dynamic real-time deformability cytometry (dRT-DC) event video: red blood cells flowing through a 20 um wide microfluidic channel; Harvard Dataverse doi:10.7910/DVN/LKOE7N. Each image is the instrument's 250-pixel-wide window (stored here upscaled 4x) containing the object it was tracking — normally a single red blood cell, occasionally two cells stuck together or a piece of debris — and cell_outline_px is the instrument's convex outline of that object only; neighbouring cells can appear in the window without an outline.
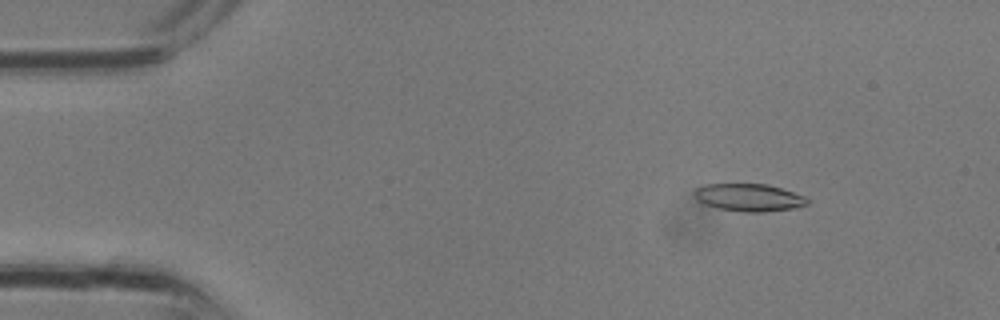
{"species": "common noctule bat (a hibernating species)", "species_latin": "Nyctalus noctula", "temperature_condition": "room temperature", "stored_images_in_passage": 13, "camera_frame_rate_fps": 3000, "um_per_image_px": 0.085, "animal": {"sex": "male", "body_mass_g": 13.3}, "frame": {"image": 1, "passage_image": 4, "time_ms": 1.0, "image_size_px": [1000, 320], "cell_outline_px": [[812, 200], [808, 204], [792, 208], [760, 212], [744, 212], [716, 208], [704, 204], [696, 200], [692, 192], [696, 188], [704, 184], [768, 184], [804, 196]], "centroid_in_image_um": [63.61, 16.78], "position_along_channel_um": 21.4, "area_um2": 18.21}}
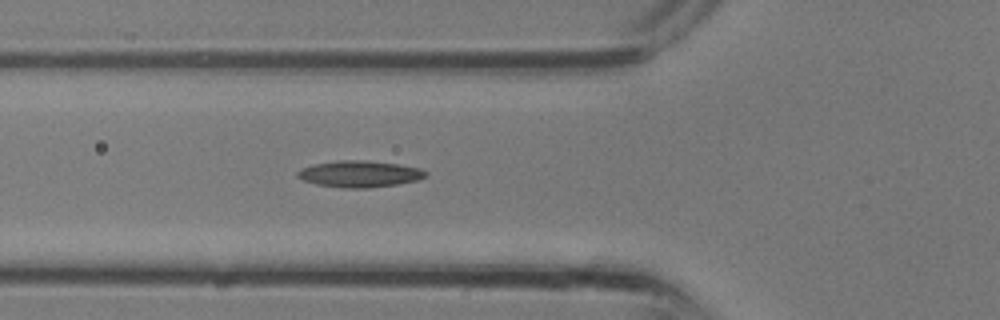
{"frame": {"image": 2, "passage_image": 11, "time_ms": 3.333, "image_size_px": [1000, 320], "cell_outline_px": [[428, 172], [424, 176], [416, 180], [396, 184], [368, 188], [344, 188], [316, 184], [304, 180], [296, 176], [296, 172], [300, 168], [316, 164], [336, 160], [368, 160], [396, 164], [420, 168]], "centroid_in_image_um": [30.52, 14.78], "position_along_channel_um": 95.3, "area_um2": 19.65}}
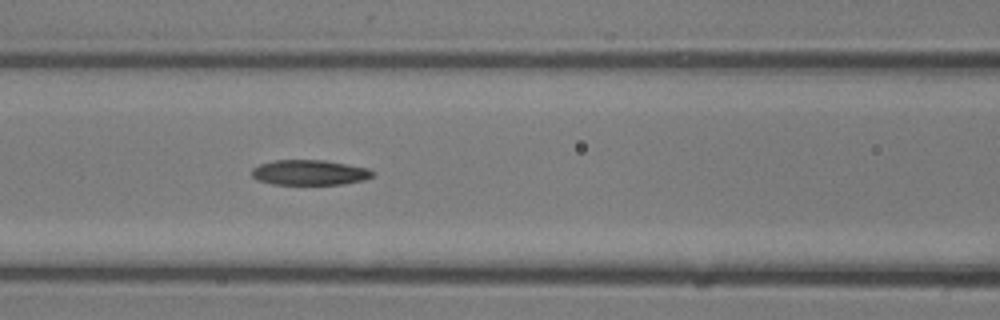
{"frame": {"image": 3, "passage_image": 13, "time_ms": 4.0, "image_size_px": [1000, 320], "cell_outline_px": [[376, 172], [372, 176], [364, 180], [344, 184], [272, 184], [256, 180], [252, 176], [252, 168], [260, 164], [272, 160], [324, 160], [368, 168]], "centroid_in_image_um": [26.3, 14.66], "position_along_channel_um": 140.3, "area_um2": 17.8}}